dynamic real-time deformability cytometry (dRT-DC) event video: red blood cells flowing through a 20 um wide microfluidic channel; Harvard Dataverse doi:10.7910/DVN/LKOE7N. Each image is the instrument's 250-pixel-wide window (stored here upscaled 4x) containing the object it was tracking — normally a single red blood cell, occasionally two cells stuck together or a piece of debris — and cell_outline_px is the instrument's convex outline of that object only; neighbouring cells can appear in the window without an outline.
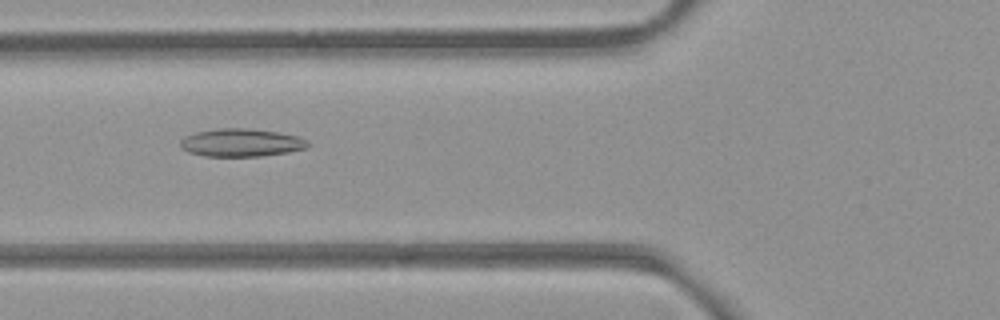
{"species": "common noctule bat (a hibernating species)", "species_latin": "Nyctalus noctula", "temperature_condition": "room temperature", "stored_images_in_passage": 6, "camera_frame_rate_fps": 3000, "um_per_image_px": 0.085, "animal": {"sex": "female", "body_mass_g": 21.9}, "frame": {"image": 1, "passage_image": 4, "time_ms": 1.0, "image_size_px": [1000, 320], "cell_outline_px": [[312, 144], [308, 148], [288, 152], [260, 156], [204, 156], [188, 152], [180, 144], [180, 140], [184, 136], [196, 132], [220, 128], [252, 128], [276, 132], [296, 136], [308, 140]], "centroid_in_image_um": [20.53, 12.12], "position_along_channel_um": 105.3, "area_um2": 20.81}}